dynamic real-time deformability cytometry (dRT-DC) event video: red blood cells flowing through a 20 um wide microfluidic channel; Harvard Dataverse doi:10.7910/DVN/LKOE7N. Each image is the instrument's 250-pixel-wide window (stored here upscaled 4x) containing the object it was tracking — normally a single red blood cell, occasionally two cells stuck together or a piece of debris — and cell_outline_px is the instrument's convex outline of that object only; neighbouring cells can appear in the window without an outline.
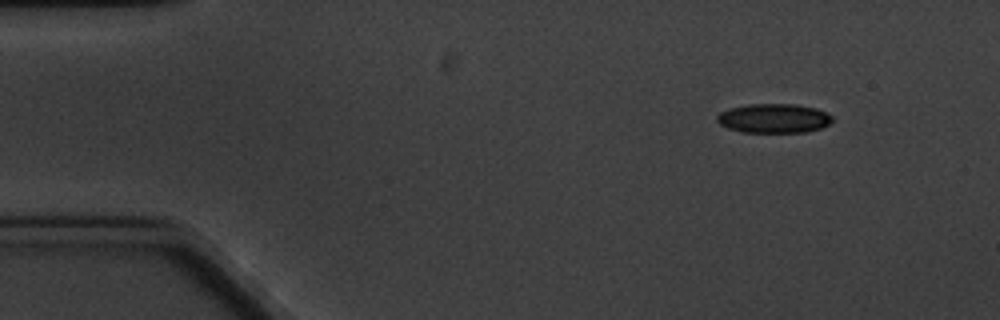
{"species": "common noctule bat (a hibernating species)", "species_latin": "Nyctalus noctula", "temperature_condition": "cold", "stored_images_in_passage": 3, "camera_frame_rate_fps": 3000, "um_per_image_px": 0.085, "animal": {"sex": "male", "body_mass_g": 20.1, "forearm_length_mm": 53.5}, "frame": {"image": 1, "passage_image": 1, "time_ms": 0.0, "image_size_px": [1000, 320], "cell_outline_px": [[832, 120], [828, 124], [820, 128], [804, 132], [744, 132], [728, 128], [720, 124], [716, 120], [716, 116], [720, 112], [728, 108], [748, 104], [796, 104], [816, 108], [832, 116]], "centroid_in_image_um": [65.74, 10.05], "position_along_channel_um": 19.3, "area_um2": 19.59}}
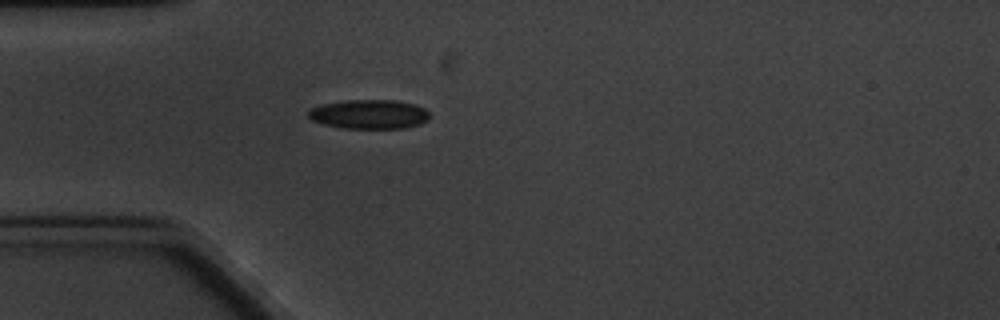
{"frame": {"image": 2, "passage_image": 3, "time_ms": 3.333, "image_size_px": [1000, 320], "cell_outline_px": [[428, 120], [420, 124], [404, 128], [344, 128], [324, 124], [312, 120], [308, 116], [308, 112], [312, 108], [324, 104], [344, 100], [396, 100], [412, 104], [424, 108], [428, 112]], "centroid_in_image_um": [31.39, 9.71], "position_along_channel_um": 53.6, "area_um2": 20.46}}